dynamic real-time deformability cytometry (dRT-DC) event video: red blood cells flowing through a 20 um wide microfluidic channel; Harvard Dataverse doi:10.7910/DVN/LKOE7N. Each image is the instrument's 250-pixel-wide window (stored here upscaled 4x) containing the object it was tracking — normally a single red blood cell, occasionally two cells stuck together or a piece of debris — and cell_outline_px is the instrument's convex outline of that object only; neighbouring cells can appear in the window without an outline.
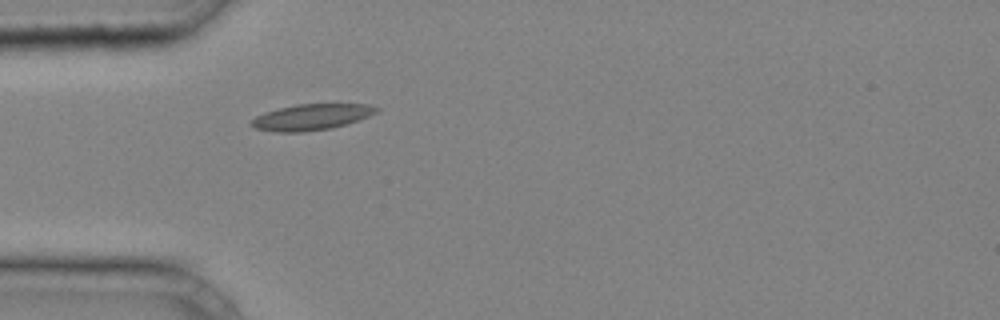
{"species": "common noctule bat (a hibernating species)", "species_latin": "Nyctalus noctula", "temperature_condition": "cold", "stored_images_in_passage": 26, "camera_frame_rate_fps": 3000, "um_per_image_px": 0.085, "animal": {"sex": "male", "body_mass_g": 20.4}, "frame": {"image": 1, "passage_image": 1, "time_ms": 0.0, "image_size_px": [1000, 320], "cell_outline_px": [[380, 108], [376, 112], [368, 116], [332, 128], [300, 132], [276, 132], [256, 128], [248, 124], [256, 116], [264, 112], [296, 104], [368, 104]], "centroid_in_image_um": [26.43, 9.94], "position_along_channel_um": 58.6, "area_um2": 18.73}}
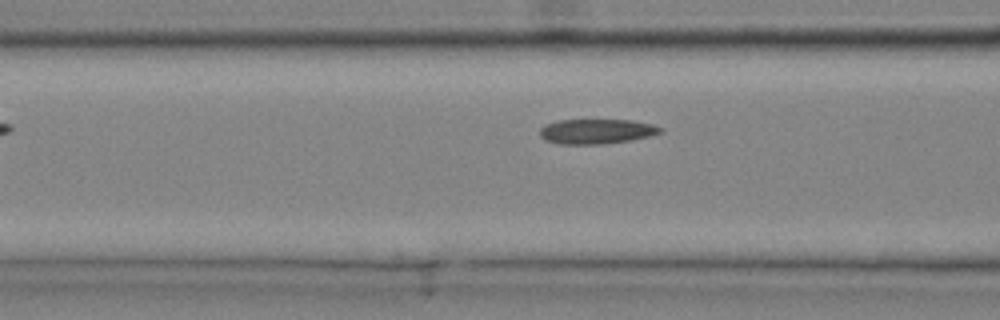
{"frame": {"image": 2, "passage_image": 5, "time_ms": 1.333, "image_size_px": [1000, 320], "cell_outline_px": [[664, 132], [632, 140], [604, 144], [560, 144], [544, 140], [540, 136], [540, 128], [544, 124], [560, 120], [632, 120], [652, 124], [664, 128]], "centroid_in_image_um": [50.71, 11.17], "position_along_channel_um": 115.9, "area_um2": 17.63}}